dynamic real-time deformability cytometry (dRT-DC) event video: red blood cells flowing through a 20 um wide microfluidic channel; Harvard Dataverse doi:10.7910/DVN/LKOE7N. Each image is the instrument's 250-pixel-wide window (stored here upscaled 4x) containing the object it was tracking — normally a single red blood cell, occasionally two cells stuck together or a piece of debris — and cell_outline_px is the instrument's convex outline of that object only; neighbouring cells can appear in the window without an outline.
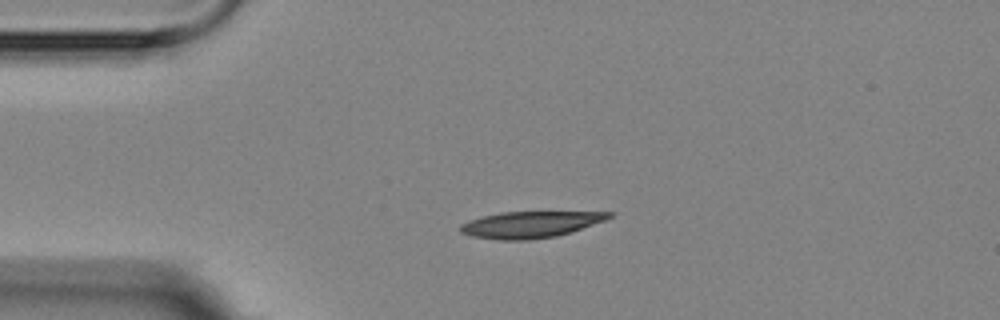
{"species": "Egyptian fruit bat (a non-hibernating species)", "species_latin": "Rousettus aegyptiacus", "temperature_condition": "room temperature", "stored_images_in_passage": 3, "camera_frame_rate_fps": 3000, "um_per_image_px": 0.085, "animal": {"sex": "female"}, "frame": {"image": 1, "passage_image": 1, "time_ms": 0.0, "image_size_px": [1000, 320], "cell_outline_px": [[616, 212], [612, 216], [604, 220], [572, 232], [556, 236], [528, 240], [500, 240], [472, 236], [460, 232], [460, 224], [468, 220], [500, 212]], "centroid_in_image_um": [45.06, 19.08], "position_along_channel_um": 39.9, "area_um2": 22.77}}
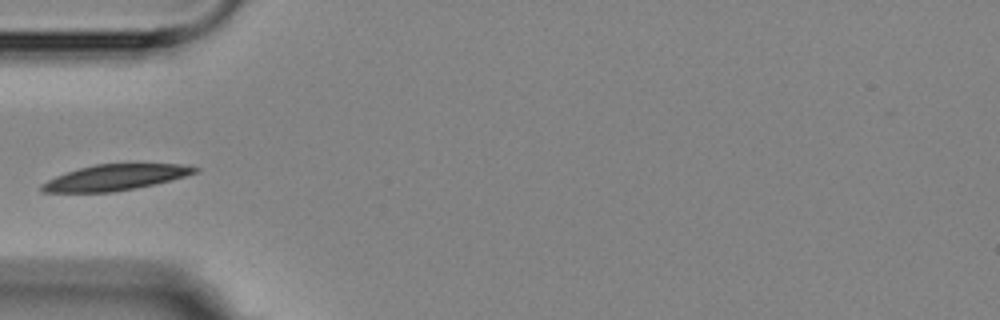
{"frame": {"image": 2, "passage_image": 3, "time_ms": 2.0, "image_size_px": [1000, 320], "cell_outline_px": [[200, 168], [196, 172], [184, 176], [136, 188], [112, 192], [40, 192], [40, 184], [56, 176], [80, 168], [96, 164], [184, 164]], "centroid_in_image_um": [9.76, 15.08], "position_along_channel_um": 75.2, "area_um2": 22.66}}